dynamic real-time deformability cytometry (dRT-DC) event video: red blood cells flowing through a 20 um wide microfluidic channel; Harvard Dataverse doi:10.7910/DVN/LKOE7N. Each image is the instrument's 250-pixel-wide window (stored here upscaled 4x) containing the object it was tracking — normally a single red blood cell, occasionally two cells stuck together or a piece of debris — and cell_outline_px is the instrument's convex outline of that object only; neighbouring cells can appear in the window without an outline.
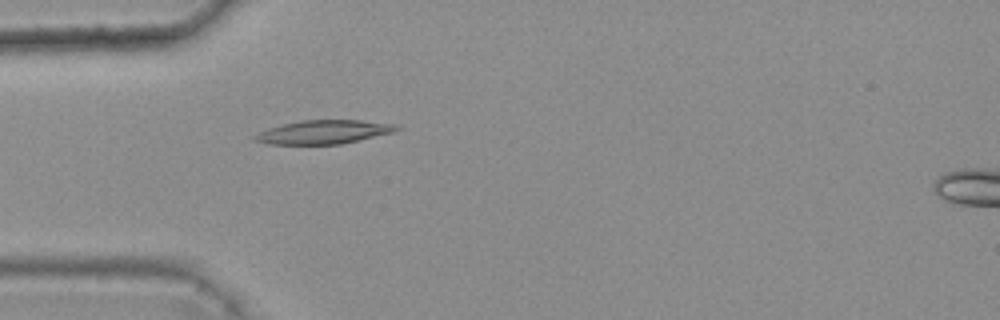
{"species": "common noctule bat (a hibernating species)", "species_latin": "Nyctalus noctula", "temperature_condition": "warm", "stored_images_in_passage": 4, "camera_frame_rate_fps": 3000, "um_per_image_px": 0.085, "animal": {"sex": "female", "body_mass_g": 25.1}, "frame": {"image": 1, "passage_image": 4, "time_ms": 1.0, "image_size_px": [1000, 320], "cell_outline_px": [[400, 128], [396, 132], [340, 144], [268, 144], [252, 140], [252, 136], [268, 128], [300, 120], [360, 120], [396, 124]], "centroid_in_image_um": [27.52, 11.22], "position_along_channel_um": 57.5, "area_um2": 19.59}}